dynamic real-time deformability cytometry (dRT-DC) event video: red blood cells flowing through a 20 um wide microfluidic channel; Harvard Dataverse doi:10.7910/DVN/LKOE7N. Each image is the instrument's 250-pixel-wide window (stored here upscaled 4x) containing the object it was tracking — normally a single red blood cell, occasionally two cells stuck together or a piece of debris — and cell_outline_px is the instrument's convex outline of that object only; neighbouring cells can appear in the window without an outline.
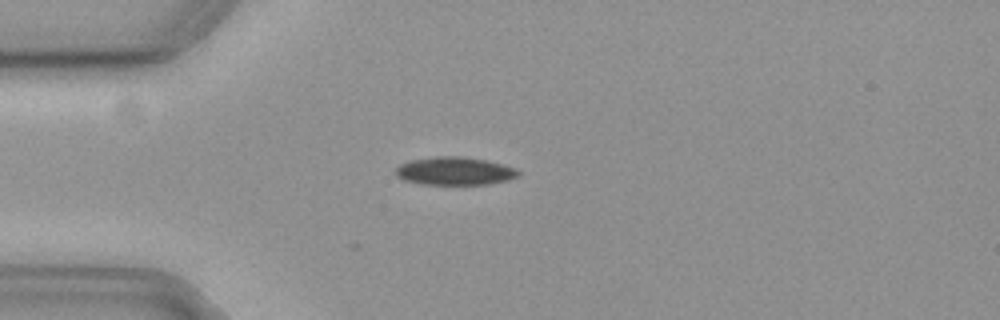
{"species": "common noctule bat (a hibernating species)", "species_latin": "Nyctalus noctula", "temperature_condition": "cold", "stored_images_in_passage": 43, "camera_frame_rate_fps": 3000, "um_per_image_px": 0.085, "animal": {"sex": "female", "body_mass_g": 19.3, "forearm_length_mm": 54.1}, "frame": {"image": 1, "passage_image": 1, "time_ms": 0.0, "image_size_px": [1000, 320], "cell_outline_px": [[520, 176], [508, 180], [488, 184], [420, 184], [404, 180], [396, 176], [396, 168], [400, 164], [412, 160], [436, 156], [460, 156], [484, 160], [504, 164], [516, 168], [520, 172]], "centroid_in_image_um": [38.67, 14.54], "position_along_channel_um": 46.3, "area_um2": 20.06}}
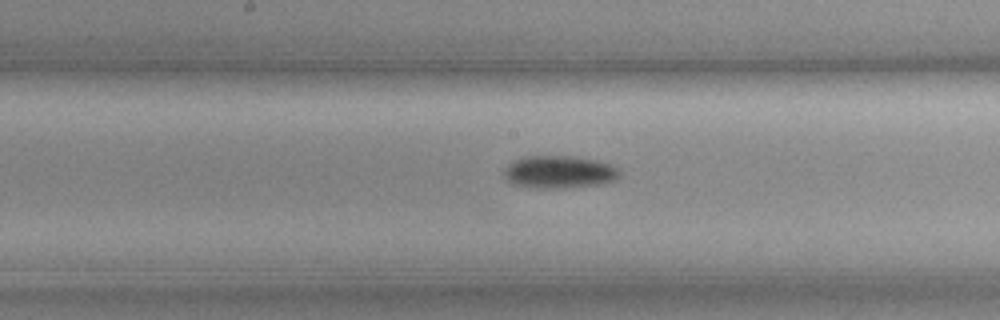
{"frame": {"image": 2, "passage_image": 15, "time_ms": 4.667, "image_size_px": [1000, 320], "cell_outline_px": [[620, 176], [616, 180], [600, 184], [556, 188], [532, 188], [512, 184], [504, 176], [504, 172], [508, 164], [524, 156], [576, 156], [596, 160], [612, 164], [620, 172]], "centroid_in_image_um": [47.54, 14.61], "position_along_channel_um": 200.7, "area_um2": 21.96}}
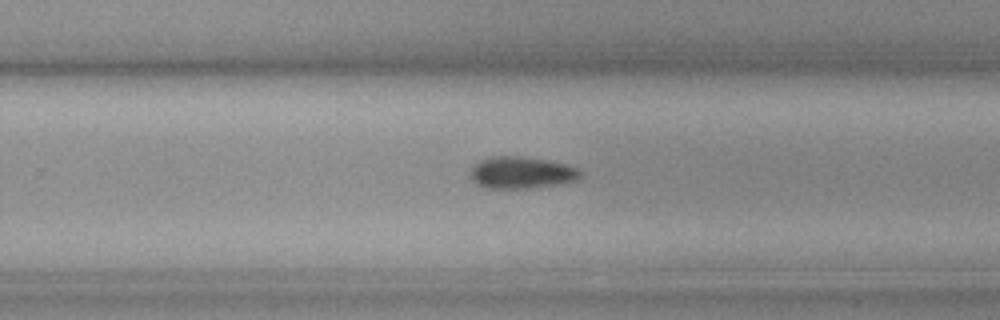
{"frame": {"image": 3, "passage_image": 22, "time_ms": 7.0, "image_size_px": [1000, 320], "cell_outline_px": [[580, 176], [576, 180], [536, 188], [484, 188], [476, 184], [468, 176], [472, 164], [488, 156], [520, 156], [548, 160], [564, 164], [576, 168], [580, 172]], "centroid_in_image_um": [44.22, 14.67], "position_along_channel_um": 285.6, "area_um2": 20.63}, "authors_computed_cell_mechanics": {"area_um2": 20.0566, "velocity_mm_per_s": 3.6665, "shape_relaxation_time_tau1_ms": 4.4686, "shape_relaxation_time_tau2_ms": null, "deformation_change_tau1": 0.0996, "deformation_change_tau2": null}}